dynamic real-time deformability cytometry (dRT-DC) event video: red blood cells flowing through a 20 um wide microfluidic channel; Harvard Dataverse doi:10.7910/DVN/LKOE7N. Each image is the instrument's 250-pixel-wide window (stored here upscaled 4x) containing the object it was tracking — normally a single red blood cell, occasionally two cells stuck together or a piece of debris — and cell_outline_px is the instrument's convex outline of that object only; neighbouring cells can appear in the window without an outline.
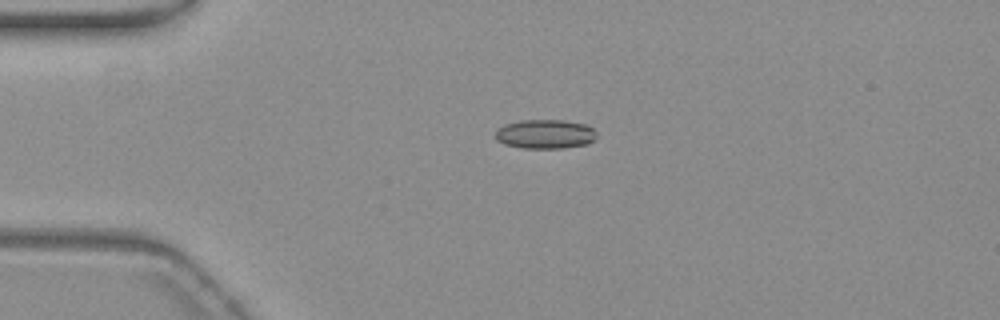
{"species": "common noctule bat (a hibernating species)", "species_latin": "Nyctalus noctula", "temperature_condition": "warm", "stored_images_in_passage": 43, "camera_frame_rate_fps": 3000, "um_per_image_px": 0.085, "animal": {"sex": "female", "body_mass_g": 19.3, "forearm_length_mm": 54.1}, "frame": {"image": 1, "passage_image": 1, "time_ms": 0.0, "image_size_px": [1000, 320], "cell_outline_px": [[596, 136], [588, 144], [564, 148], [520, 148], [504, 144], [496, 140], [496, 128], [504, 124], [520, 120], [564, 120], [584, 124], [592, 128], [596, 132]], "centroid_in_image_um": [46.3, 11.4], "position_along_channel_um": 38.7, "area_um2": 17.34}}
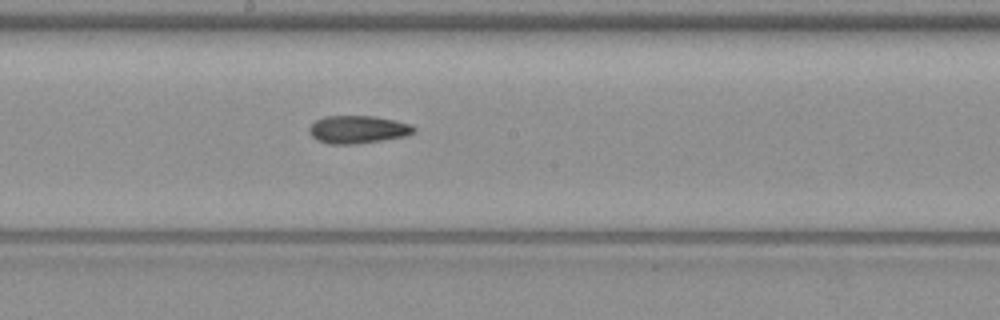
{"frame": {"image": 2, "passage_image": 18, "time_ms": 5.667, "image_size_px": [1000, 320], "cell_outline_px": [[416, 132], [404, 136], [356, 144], [328, 144], [316, 140], [308, 132], [308, 128], [316, 120], [324, 116], [372, 116], [412, 124], [416, 128]], "centroid_in_image_um": [30.39, 11.01], "position_along_channel_um": 217.8, "area_um2": 16.94}}
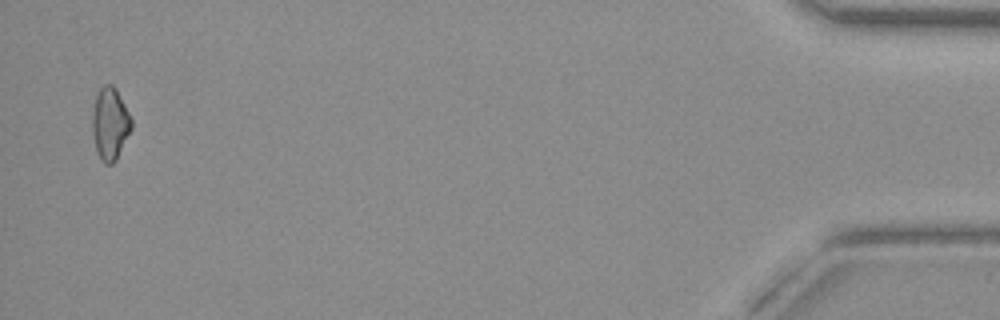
{"frame": {"image": 3, "passage_image": 42, "time_ms": 13.667, "image_size_px": [1000, 320], "cell_outline_px": [[132, 128], [116, 160], [112, 164], [104, 164], [100, 160], [96, 152], [92, 136], [92, 116], [96, 96], [100, 88], [104, 84], [112, 84], [116, 88], [132, 120]], "centroid_in_image_um": [9.34, 10.54], "position_along_channel_um": 425.9, "area_um2": 16.59}, "authors_computed_cell_mechanics": {"area_um2": 16.8198, "velocity_mm_per_s": 3.7444, "shape_relaxation_time_tau1_ms": 8.756, "shape_relaxation_time_tau2_ms": 4.8515, "deformation_change_tau1": 0.1702, "deformation_change_tau2": 0.1244}}